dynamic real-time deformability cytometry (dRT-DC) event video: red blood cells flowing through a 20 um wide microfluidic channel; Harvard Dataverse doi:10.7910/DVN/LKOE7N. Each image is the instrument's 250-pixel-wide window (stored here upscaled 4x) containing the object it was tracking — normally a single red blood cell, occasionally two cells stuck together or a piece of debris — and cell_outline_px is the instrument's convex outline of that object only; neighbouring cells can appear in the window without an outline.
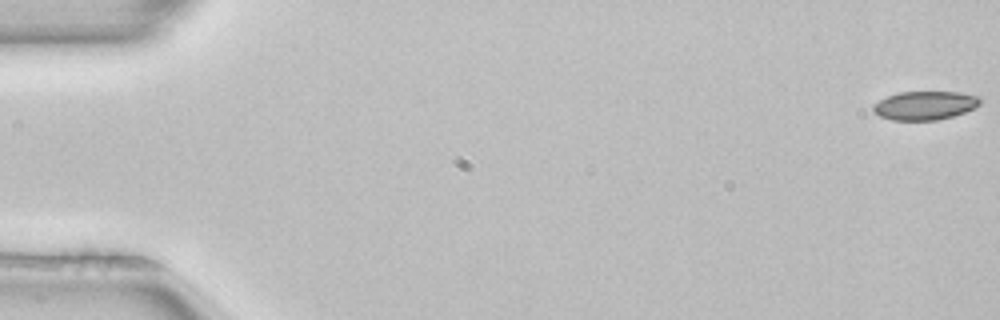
{"species": "common noctule bat (a hibernating species)", "species_latin": "Nyctalus noctula", "temperature_condition": "room temperature", "stored_images_in_passage": 52, "camera_frame_rate_fps": 3000, "um_per_image_px": 0.085, "animal": {"sex": "female", "body_mass_g": 22.7, "forearm_length_mm": 54.2}, "frame": {"image": 1, "passage_image": 1, "time_ms": 0.0, "image_size_px": [1000, 320], "cell_outline_px": [[980, 104], [976, 108], [952, 116], [936, 120], [892, 120], [880, 116], [872, 112], [872, 104], [888, 96], [900, 92], [960, 92], [980, 96]], "centroid_in_image_um": [78.61, 8.96], "position_along_channel_um": 6.4, "area_um2": 17.92}}
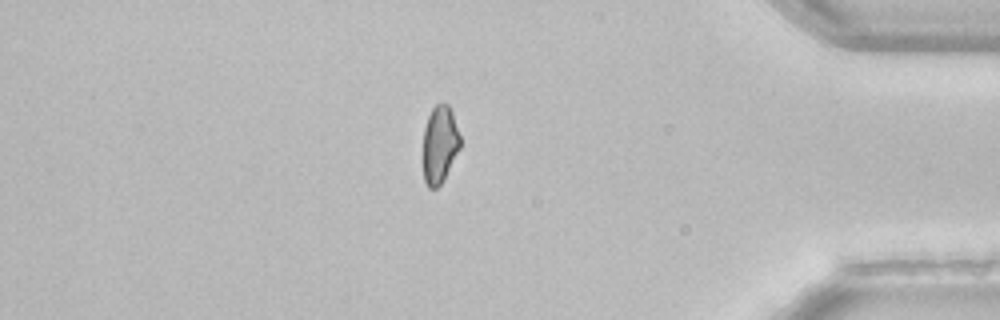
{"frame": {"image": 2, "passage_image": 45, "time_ms": 14.667, "image_size_px": [1000, 320], "cell_outline_px": [[460, 148], [444, 180], [436, 188], [428, 188], [424, 180], [424, 128], [428, 116], [432, 108], [436, 104], [448, 104], [452, 112], [460, 136]], "centroid_in_image_um": [37.38, 12.29], "position_along_channel_um": 397.8, "area_um2": 16.65}}
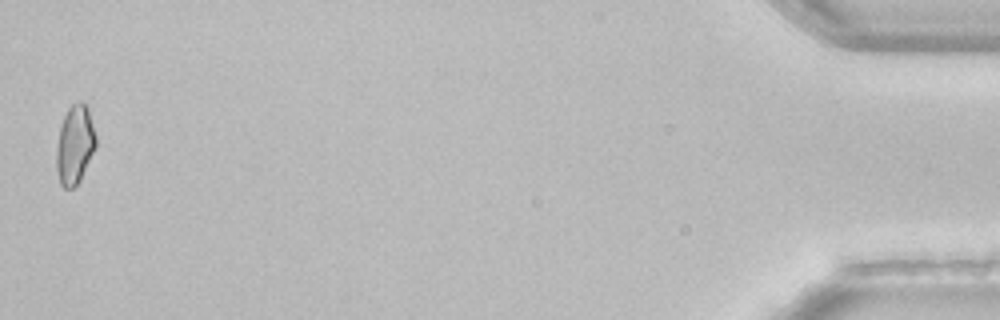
{"frame": {"image": 3, "passage_image": 52, "time_ms": 17.0, "image_size_px": [1000, 320], "cell_outline_px": [[96, 148], [80, 180], [72, 188], [64, 188], [60, 184], [56, 168], [56, 148], [60, 128], [64, 116], [68, 108], [72, 104], [80, 100], [88, 108], [96, 136]], "centroid_in_image_um": [6.36, 12.3], "position_along_channel_um": 428.8, "area_um2": 18.15}, "authors_computed_cell_mechanics": {"area_um2": 18.6116, "velocity_mm_per_s": 3.9708, "shape_relaxation_time_tau1_ms": 5.7334, "shape_relaxation_time_tau2_ms": null, "deformation_change_tau1": 0.1097, "deformation_change_tau2": null}}